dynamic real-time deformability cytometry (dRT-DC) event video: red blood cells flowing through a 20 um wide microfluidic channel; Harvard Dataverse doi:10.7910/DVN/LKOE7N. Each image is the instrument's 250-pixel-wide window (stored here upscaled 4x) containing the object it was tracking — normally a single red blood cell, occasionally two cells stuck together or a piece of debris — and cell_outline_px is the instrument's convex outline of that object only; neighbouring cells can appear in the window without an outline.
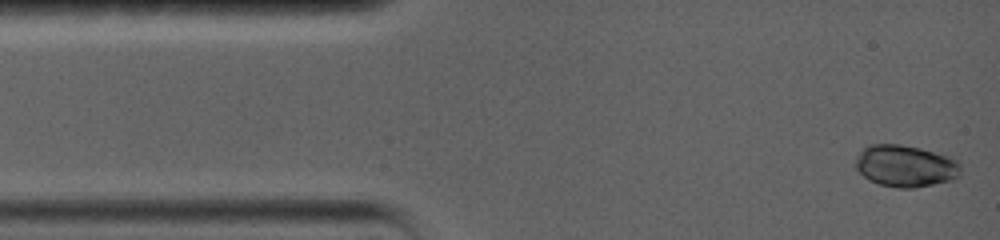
{"species": "common noctule bat (a hibernating species)", "species_latin": "Nyctalus noctula", "temperature_condition": "warm", "stored_images_in_passage": 37, "camera_frame_rate_fps": 5000, "um_per_image_px": 0.085, "animal": {"sex": "female", "body_mass_g": 19.0, "forearm_length_mm": 56.7}, "frame": {"image": 1, "passage_image": 1, "time_ms": 0.0, "image_size_px": [1000, 240], "cell_outline_px": [[960, 176], [952, 180], [916, 188], [896, 188], [880, 184], [864, 176], [856, 168], [856, 160], [860, 152], [864, 148], [872, 144], [900, 144], [920, 148], [948, 156], [960, 160]], "centroid_in_image_um": [77.01, 14.11], "position_along_channel_um": 8.0, "area_um2": 25.61}}
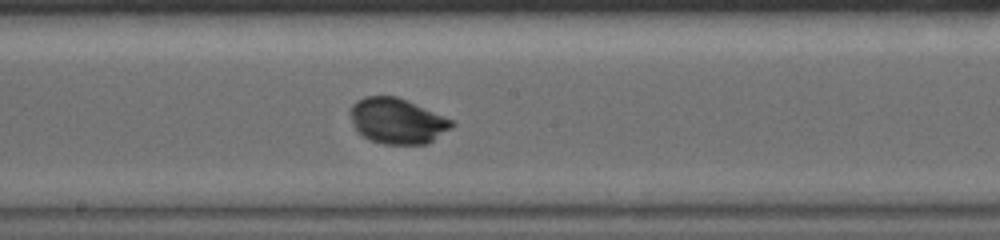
{"frame": {"image": 2, "passage_image": 22, "time_ms": 7.8, "image_size_px": [1000, 240], "cell_outline_px": [[456, 124], [452, 128], [428, 144], [384, 144], [368, 140], [360, 136], [348, 112], [352, 104], [356, 100], [364, 96], [396, 96], [452, 120]], "centroid_in_image_um": [33.73, 10.29], "position_along_channel_um": 214.5, "area_um2": 26.99}}
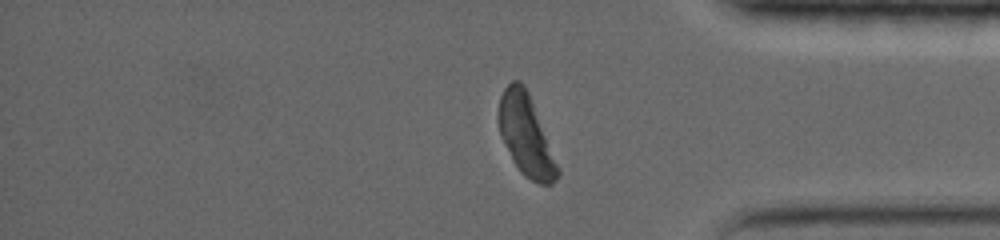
{"frame": {"image": 3, "passage_image": 37, "time_ms": 13.0, "image_size_px": [1000, 240], "cell_outline_px": [[560, 176], [552, 184], [540, 184], [524, 176], [520, 172], [512, 160], [500, 136], [496, 120], [496, 116], [500, 96], [504, 88], [512, 80], [520, 80], [524, 84], [528, 92], [560, 172]], "centroid_in_image_um": [44.64, 11.48], "position_along_channel_um": 390.6, "area_um2": 27.69}, "authors_computed_cell_mechanics": {"area_um2": 26.8192, "velocity_mm_per_s": 3.5958, "shape_relaxation_time_tau1_ms": 3.5464, "shape_relaxation_time_tau2_ms": null, "deformation_change_tau1": 0.205, "deformation_change_tau2": null}}